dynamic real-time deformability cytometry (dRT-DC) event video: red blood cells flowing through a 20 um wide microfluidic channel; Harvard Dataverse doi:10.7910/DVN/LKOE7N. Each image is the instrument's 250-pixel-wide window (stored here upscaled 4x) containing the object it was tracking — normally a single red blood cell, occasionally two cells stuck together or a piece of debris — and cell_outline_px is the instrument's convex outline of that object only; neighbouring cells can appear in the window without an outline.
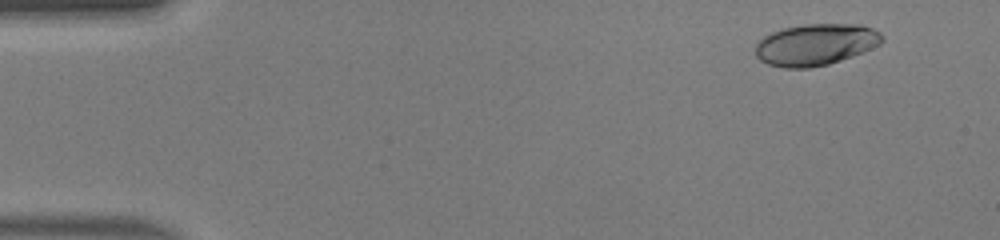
{"species": "human", "species_latin": "Homo sapiens", "temperature_condition": "warm", "stored_images_in_passage": 46, "camera_frame_rate_fps": 3000, "um_per_image_px": 0.085, "donor": {"sex": "male"}, "frame": {"image": 1, "passage_image": 4, "time_ms": 1.0, "image_size_px": [1000, 240], "cell_outline_px": [[884, 40], [880, 44], [852, 56], [828, 64], [808, 68], [784, 68], [768, 64], [760, 60], [756, 56], [756, 44], [764, 36], [772, 32], [784, 28], [804, 24], [860, 24], [872, 28], [880, 32], [884, 36]], "centroid_in_image_um": [69.33, 3.78], "position_along_channel_um": 15.7, "area_um2": 30.63}}
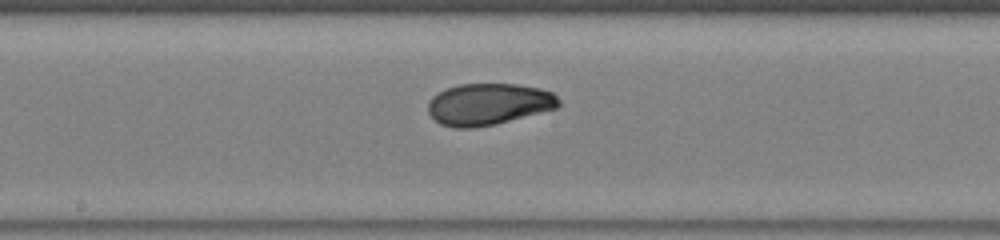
{"frame": {"image": 2, "passage_image": 25, "time_ms": 8.0, "image_size_px": [1000, 240], "cell_outline_px": [[560, 104], [556, 108], [496, 124], [472, 128], [452, 128], [440, 124], [428, 112], [428, 104], [432, 96], [444, 88], [460, 84], [516, 84], [540, 88], [552, 92], [560, 100]], "centroid_in_image_um": [41.5, 8.85], "position_along_channel_um": 206.7, "area_um2": 31.79}}
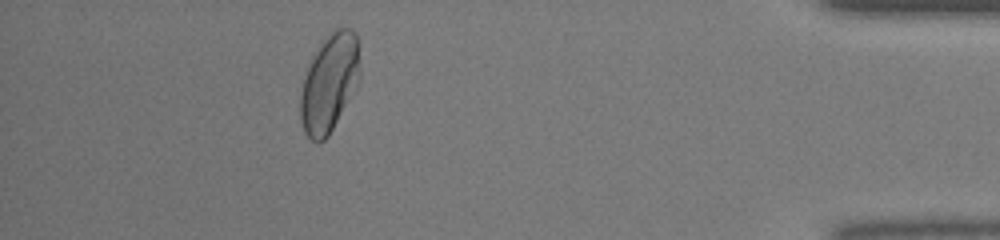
{"frame": {"image": 3, "passage_image": 42, "time_ms": 13.667, "image_size_px": [1000, 240], "cell_outline_px": [[360, 80], [356, 88], [328, 136], [324, 140], [312, 140], [304, 132], [300, 120], [300, 92], [308, 64], [312, 52], [336, 28], [352, 28], [356, 32], [360, 68]], "centroid_in_image_um": [27.99, 7.03], "position_along_channel_um": 407.2, "area_um2": 34.04}, "authors_computed_cell_mechanics": {"area_um2": 31.5588, "velocity_mm_per_s": 4.4436, "shape_relaxation_time_tau1_ms": 3.7539, "shape_relaxation_time_tau2_ms": 1.2774, "deformation_change_tau1": 0.1733, "deformation_change_tau2": 0.0503}}